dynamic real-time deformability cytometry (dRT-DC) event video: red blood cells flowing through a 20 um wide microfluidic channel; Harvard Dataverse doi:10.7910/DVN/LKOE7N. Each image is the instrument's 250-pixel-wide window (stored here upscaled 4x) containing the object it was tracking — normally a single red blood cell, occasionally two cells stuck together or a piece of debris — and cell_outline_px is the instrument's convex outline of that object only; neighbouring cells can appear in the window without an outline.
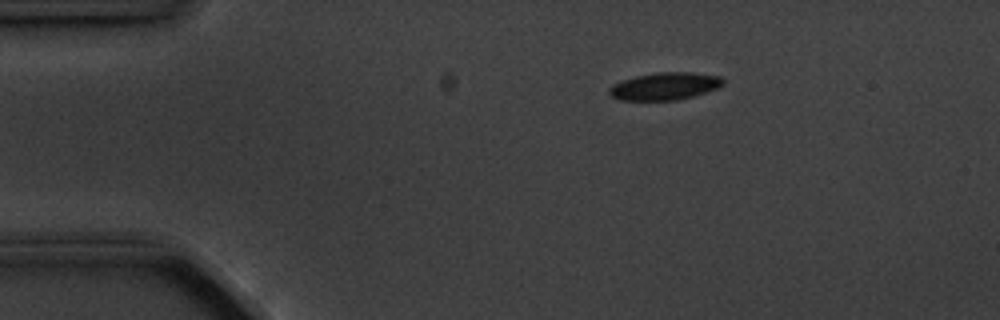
{"species": "common noctule bat (a hibernating species)", "species_latin": "Nyctalus noctula", "temperature_condition": "cold", "stored_images_in_passage": 3, "segment_of_instrument_passage": [1, 2], "camera_frame_rate_fps": 3000, "um_per_image_px": 0.085, "animal": {"sex": "male", "body_mass_g": 20.1, "forearm_length_mm": 53.5}, "frame": {"image": 1, "passage_image": 1, "time_ms": 0.0, "image_size_px": [1000, 320], "cell_outline_px": [[724, 84], [720, 88], [692, 96], [676, 100], [620, 100], [612, 96], [608, 92], [608, 88], [612, 84], [636, 76], [656, 72], [692, 72], [720, 76], [724, 80]], "centroid_in_image_um": [56.53, 7.32], "position_along_channel_um": 28.5, "area_um2": 18.26}}